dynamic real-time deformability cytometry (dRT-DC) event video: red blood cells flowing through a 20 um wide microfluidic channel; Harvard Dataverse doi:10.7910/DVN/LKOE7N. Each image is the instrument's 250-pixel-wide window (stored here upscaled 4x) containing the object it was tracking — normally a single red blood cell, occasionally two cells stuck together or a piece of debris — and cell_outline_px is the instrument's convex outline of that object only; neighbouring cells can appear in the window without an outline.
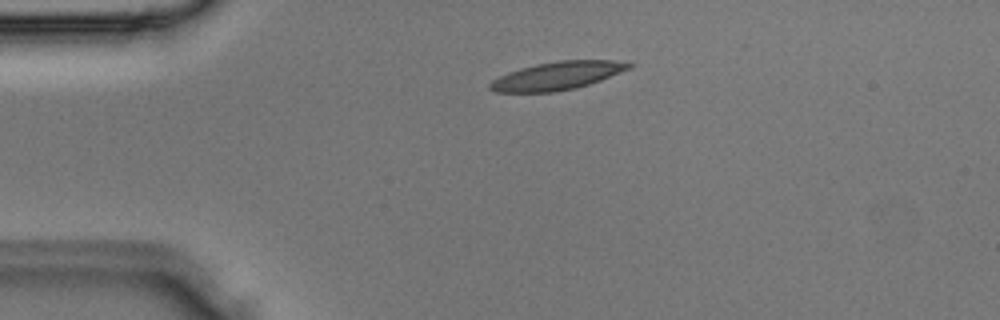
{"species": "Egyptian fruit bat (a non-hibernating species)", "species_latin": "Rousettus aegyptiacus", "temperature_condition": "room temperature", "stored_images_in_passage": 2, "camera_frame_rate_fps": 3000, "um_per_image_px": 0.085, "animal": {"sex": "male"}, "frame": {"image": 1, "passage_image": 1, "time_ms": 0.0, "image_size_px": [1000, 320], "cell_outline_px": [[636, 64], [632, 68], [600, 80], [576, 88], [552, 92], [496, 92], [488, 88], [488, 84], [492, 80], [508, 72], [520, 68], [536, 64], [560, 60], [612, 60]], "centroid_in_image_um": [47.37, 6.43], "position_along_channel_um": 37.6, "area_um2": 22.72}}